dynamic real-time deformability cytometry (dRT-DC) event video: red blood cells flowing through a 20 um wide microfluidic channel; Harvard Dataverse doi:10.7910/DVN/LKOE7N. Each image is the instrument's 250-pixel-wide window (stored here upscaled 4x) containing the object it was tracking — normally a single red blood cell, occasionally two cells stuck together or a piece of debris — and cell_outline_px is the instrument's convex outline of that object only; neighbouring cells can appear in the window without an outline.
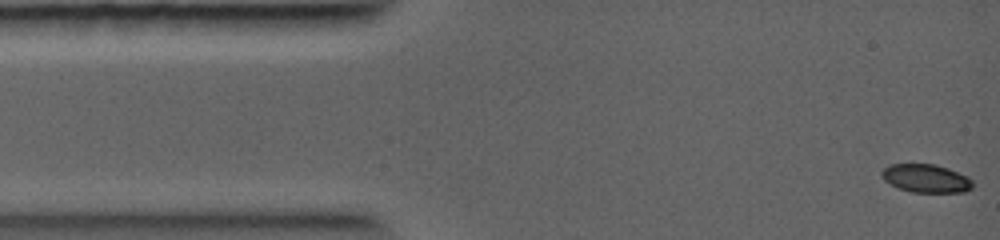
{"species": "common noctule bat (a hibernating species)", "species_latin": "Nyctalus noctula", "temperature_condition": "warm", "stored_images_in_passage": 25, "camera_frame_rate_fps": 5000, "um_per_image_px": 0.085, "animal": {"sex": "female", "body_mass_g": 19.0, "forearm_length_mm": 56.7}, "frame": {"image": 1, "passage_image": 1, "time_ms": 0.0, "image_size_px": [1000, 240], "cell_outline_px": [[972, 188], [964, 192], [912, 192], [896, 188], [884, 180], [880, 176], [880, 172], [888, 164], [936, 164], [948, 168], [968, 176], [972, 180]], "centroid_in_image_um": [78.68, 15.16], "position_along_channel_um": 6.3, "area_um2": 15.2}}
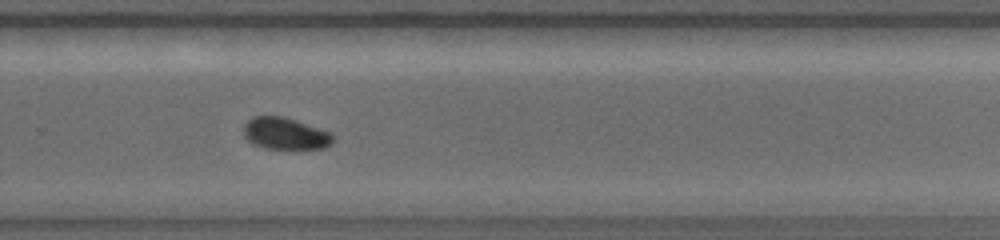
{"frame": {"image": 2, "passage_image": 18, "time_ms": 6.4, "image_size_px": [1000, 240], "cell_outline_px": [[332, 144], [324, 148], [264, 148], [248, 140], [244, 136], [244, 124], [252, 116], [284, 116], [332, 132]], "centroid_in_image_um": [24.25, 11.33], "position_along_channel_um": 305.6, "area_um2": 16.47}}
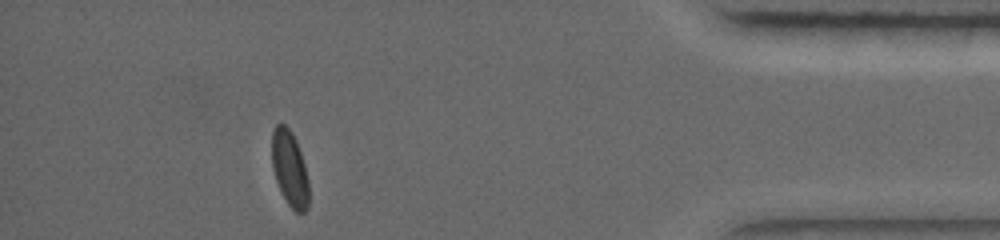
{"frame": {"image": 3, "passage_image": 24, "time_ms": 9.0, "image_size_px": [1000, 240], "cell_outline_px": [[308, 208], [304, 212], [296, 212], [288, 204], [276, 180], [272, 168], [272, 132], [276, 124], [284, 124], [292, 132], [296, 140], [304, 164], [308, 180]], "centroid_in_image_um": [24.62, 14.31], "position_along_channel_um": 410.6, "area_um2": 16.07}}